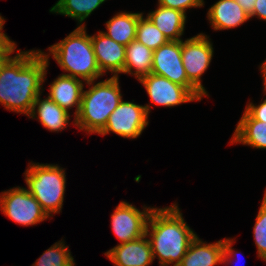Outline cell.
<instances>
[{"label":"cell","instance_id":"cell-17","mask_svg":"<svg viewBox=\"0 0 266 266\" xmlns=\"http://www.w3.org/2000/svg\"><path fill=\"white\" fill-rule=\"evenodd\" d=\"M147 17L164 34L168 41L181 40L180 37L183 35L186 23L185 13L158 5V8L150 12Z\"/></svg>","mask_w":266,"mask_h":266},{"label":"cell","instance_id":"cell-15","mask_svg":"<svg viewBox=\"0 0 266 266\" xmlns=\"http://www.w3.org/2000/svg\"><path fill=\"white\" fill-rule=\"evenodd\" d=\"M83 87L82 80L60 75L50 84L48 97L68 113L76 105V117L80 110Z\"/></svg>","mask_w":266,"mask_h":266},{"label":"cell","instance_id":"cell-10","mask_svg":"<svg viewBox=\"0 0 266 266\" xmlns=\"http://www.w3.org/2000/svg\"><path fill=\"white\" fill-rule=\"evenodd\" d=\"M154 208L145 207L141 212L128 202L121 201L111 215V226L121 244L146 234L149 215Z\"/></svg>","mask_w":266,"mask_h":266},{"label":"cell","instance_id":"cell-2","mask_svg":"<svg viewBox=\"0 0 266 266\" xmlns=\"http://www.w3.org/2000/svg\"><path fill=\"white\" fill-rule=\"evenodd\" d=\"M146 235L151 238L149 242L153 258L158 256L161 266H168L174 262L173 266H178L190 243L197 236L185 223L177 204L166 208H154L148 218Z\"/></svg>","mask_w":266,"mask_h":266},{"label":"cell","instance_id":"cell-20","mask_svg":"<svg viewBox=\"0 0 266 266\" xmlns=\"http://www.w3.org/2000/svg\"><path fill=\"white\" fill-rule=\"evenodd\" d=\"M233 142L266 149V123L254 120L245 111L237 124L231 144Z\"/></svg>","mask_w":266,"mask_h":266},{"label":"cell","instance_id":"cell-16","mask_svg":"<svg viewBox=\"0 0 266 266\" xmlns=\"http://www.w3.org/2000/svg\"><path fill=\"white\" fill-rule=\"evenodd\" d=\"M207 14L214 30L234 28L250 19L235 0H219L211 6Z\"/></svg>","mask_w":266,"mask_h":266},{"label":"cell","instance_id":"cell-6","mask_svg":"<svg viewBox=\"0 0 266 266\" xmlns=\"http://www.w3.org/2000/svg\"><path fill=\"white\" fill-rule=\"evenodd\" d=\"M0 209L12 221L23 226L34 225L49 218L28 189L21 187L2 192Z\"/></svg>","mask_w":266,"mask_h":266},{"label":"cell","instance_id":"cell-1","mask_svg":"<svg viewBox=\"0 0 266 266\" xmlns=\"http://www.w3.org/2000/svg\"><path fill=\"white\" fill-rule=\"evenodd\" d=\"M18 51L0 65V103L10 111L29 116L41 94L49 56L41 50Z\"/></svg>","mask_w":266,"mask_h":266},{"label":"cell","instance_id":"cell-31","mask_svg":"<svg viewBox=\"0 0 266 266\" xmlns=\"http://www.w3.org/2000/svg\"><path fill=\"white\" fill-rule=\"evenodd\" d=\"M260 68H261L263 79H264V91L266 92V60L265 62L262 63V66Z\"/></svg>","mask_w":266,"mask_h":266},{"label":"cell","instance_id":"cell-23","mask_svg":"<svg viewBox=\"0 0 266 266\" xmlns=\"http://www.w3.org/2000/svg\"><path fill=\"white\" fill-rule=\"evenodd\" d=\"M136 40L152 51L168 42V39L148 17L143 18V14L139 17L137 24Z\"/></svg>","mask_w":266,"mask_h":266},{"label":"cell","instance_id":"cell-11","mask_svg":"<svg viewBox=\"0 0 266 266\" xmlns=\"http://www.w3.org/2000/svg\"><path fill=\"white\" fill-rule=\"evenodd\" d=\"M233 241L224 239L216 243L205 244L196 236L178 266H216L219 263L230 262L231 255H235L231 247Z\"/></svg>","mask_w":266,"mask_h":266},{"label":"cell","instance_id":"cell-14","mask_svg":"<svg viewBox=\"0 0 266 266\" xmlns=\"http://www.w3.org/2000/svg\"><path fill=\"white\" fill-rule=\"evenodd\" d=\"M147 235L113 247L105 254L115 266H148L153 253Z\"/></svg>","mask_w":266,"mask_h":266},{"label":"cell","instance_id":"cell-21","mask_svg":"<svg viewBox=\"0 0 266 266\" xmlns=\"http://www.w3.org/2000/svg\"><path fill=\"white\" fill-rule=\"evenodd\" d=\"M141 15L142 13L120 12L106 22L108 32L103 33L117 43L127 46L136 39L137 24Z\"/></svg>","mask_w":266,"mask_h":266},{"label":"cell","instance_id":"cell-32","mask_svg":"<svg viewBox=\"0 0 266 266\" xmlns=\"http://www.w3.org/2000/svg\"><path fill=\"white\" fill-rule=\"evenodd\" d=\"M5 23V20H4V18L3 17H1V15H0V29H3V24Z\"/></svg>","mask_w":266,"mask_h":266},{"label":"cell","instance_id":"cell-13","mask_svg":"<svg viewBox=\"0 0 266 266\" xmlns=\"http://www.w3.org/2000/svg\"><path fill=\"white\" fill-rule=\"evenodd\" d=\"M96 62L101 73L110 71L114 77L123 73L126 46L117 43L103 32L91 36Z\"/></svg>","mask_w":266,"mask_h":266},{"label":"cell","instance_id":"cell-18","mask_svg":"<svg viewBox=\"0 0 266 266\" xmlns=\"http://www.w3.org/2000/svg\"><path fill=\"white\" fill-rule=\"evenodd\" d=\"M39 94L35 100L30 118H35L36 116V107L39 121L41 124L50 131H61L63 130L70 118V113L61 108L58 104L52 101L49 97L41 100Z\"/></svg>","mask_w":266,"mask_h":266},{"label":"cell","instance_id":"cell-4","mask_svg":"<svg viewBox=\"0 0 266 266\" xmlns=\"http://www.w3.org/2000/svg\"><path fill=\"white\" fill-rule=\"evenodd\" d=\"M118 79L112 76L83 90L80 110L74 121L80 130L98 134L105 127L108 117L122 101Z\"/></svg>","mask_w":266,"mask_h":266},{"label":"cell","instance_id":"cell-29","mask_svg":"<svg viewBox=\"0 0 266 266\" xmlns=\"http://www.w3.org/2000/svg\"><path fill=\"white\" fill-rule=\"evenodd\" d=\"M253 16H258L260 19L266 20V0H256L255 6L253 8V13L249 18Z\"/></svg>","mask_w":266,"mask_h":266},{"label":"cell","instance_id":"cell-5","mask_svg":"<svg viewBox=\"0 0 266 266\" xmlns=\"http://www.w3.org/2000/svg\"><path fill=\"white\" fill-rule=\"evenodd\" d=\"M25 174L28 191L47 215L60 212L65 193V170L58 165L32 163Z\"/></svg>","mask_w":266,"mask_h":266},{"label":"cell","instance_id":"cell-3","mask_svg":"<svg viewBox=\"0 0 266 266\" xmlns=\"http://www.w3.org/2000/svg\"><path fill=\"white\" fill-rule=\"evenodd\" d=\"M48 50L57 64L75 78H82L90 86L103 74L98 68L91 36L87 35L85 25L78 26L65 39L51 45Z\"/></svg>","mask_w":266,"mask_h":266},{"label":"cell","instance_id":"cell-12","mask_svg":"<svg viewBox=\"0 0 266 266\" xmlns=\"http://www.w3.org/2000/svg\"><path fill=\"white\" fill-rule=\"evenodd\" d=\"M145 87L150 101L156 105L172 107L198 99L184 86L166 77L150 73L139 80Z\"/></svg>","mask_w":266,"mask_h":266},{"label":"cell","instance_id":"cell-7","mask_svg":"<svg viewBox=\"0 0 266 266\" xmlns=\"http://www.w3.org/2000/svg\"><path fill=\"white\" fill-rule=\"evenodd\" d=\"M182 40L168 41L153 51L151 73L186 87L198 101L203 95L188 81L182 62Z\"/></svg>","mask_w":266,"mask_h":266},{"label":"cell","instance_id":"cell-26","mask_svg":"<svg viewBox=\"0 0 266 266\" xmlns=\"http://www.w3.org/2000/svg\"><path fill=\"white\" fill-rule=\"evenodd\" d=\"M160 6L179 10L186 14V8L201 7L204 5L203 0H158Z\"/></svg>","mask_w":266,"mask_h":266},{"label":"cell","instance_id":"cell-30","mask_svg":"<svg viewBox=\"0 0 266 266\" xmlns=\"http://www.w3.org/2000/svg\"><path fill=\"white\" fill-rule=\"evenodd\" d=\"M241 8L250 16L253 13L256 0H235Z\"/></svg>","mask_w":266,"mask_h":266},{"label":"cell","instance_id":"cell-9","mask_svg":"<svg viewBox=\"0 0 266 266\" xmlns=\"http://www.w3.org/2000/svg\"><path fill=\"white\" fill-rule=\"evenodd\" d=\"M209 37L201 34L182 40V62L188 81L202 94L207 92L201 84V75L209 67L213 57V47Z\"/></svg>","mask_w":266,"mask_h":266},{"label":"cell","instance_id":"cell-27","mask_svg":"<svg viewBox=\"0 0 266 266\" xmlns=\"http://www.w3.org/2000/svg\"><path fill=\"white\" fill-rule=\"evenodd\" d=\"M245 111L254 119L266 123V99L255 106L252 103L246 106Z\"/></svg>","mask_w":266,"mask_h":266},{"label":"cell","instance_id":"cell-28","mask_svg":"<svg viewBox=\"0 0 266 266\" xmlns=\"http://www.w3.org/2000/svg\"><path fill=\"white\" fill-rule=\"evenodd\" d=\"M0 29V57H9L16 50V44Z\"/></svg>","mask_w":266,"mask_h":266},{"label":"cell","instance_id":"cell-25","mask_svg":"<svg viewBox=\"0 0 266 266\" xmlns=\"http://www.w3.org/2000/svg\"><path fill=\"white\" fill-rule=\"evenodd\" d=\"M258 257L266 261V191L253 229Z\"/></svg>","mask_w":266,"mask_h":266},{"label":"cell","instance_id":"cell-8","mask_svg":"<svg viewBox=\"0 0 266 266\" xmlns=\"http://www.w3.org/2000/svg\"><path fill=\"white\" fill-rule=\"evenodd\" d=\"M150 108L149 105L142 106L122 100L98 134L106 135L111 131L123 138H137L148 125Z\"/></svg>","mask_w":266,"mask_h":266},{"label":"cell","instance_id":"cell-24","mask_svg":"<svg viewBox=\"0 0 266 266\" xmlns=\"http://www.w3.org/2000/svg\"><path fill=\"white\" fill-rule=\"evenodd\" d=\"M63 243H55L32 266H74V258Z\"/></svg>","mask_w":266,"mask_h":266},{"label":"cell","instance_id":"cell-22","mask_svg":"<svg viewBox=\"0 0 266 266\" xmlns=\"http://www.w3.org/2000/svg\"><path fill=\"white\" fill-rule=\"evenodd\" d=\"M106 0H58L50 12L74 18L83 22L96 8Z\"/></svg>","mask_w":266,"mask_h":266},{"label":"cell","instance_id":"cell-19","mask_svg":"<svg viewBox=\"0 0 266 266\" xmlns=\"http://www.w3.org/2000/svg\"><path fill=\"white\" fill-rule=\"evenodd\" d=\"M152 63L153 51L144 44L135 39L126 46L123 73L133 74L140 80L151 73Z\"/></svg>","mask_w":266,"mask_h":266},{"label":"cell","instance_id":"cell-33","mask_svg":"<svg viewBox=\"0 0 266 266\" xmlns=\"http://www.w3.org/2000/svg\"><path fill=\"white\" fill-rule=\"evenodd\" d=\"M8 57H0V65L3 63L4 60H6Z\"/></svg>","mask_w":266,"mask_h":266}]
</instances>
